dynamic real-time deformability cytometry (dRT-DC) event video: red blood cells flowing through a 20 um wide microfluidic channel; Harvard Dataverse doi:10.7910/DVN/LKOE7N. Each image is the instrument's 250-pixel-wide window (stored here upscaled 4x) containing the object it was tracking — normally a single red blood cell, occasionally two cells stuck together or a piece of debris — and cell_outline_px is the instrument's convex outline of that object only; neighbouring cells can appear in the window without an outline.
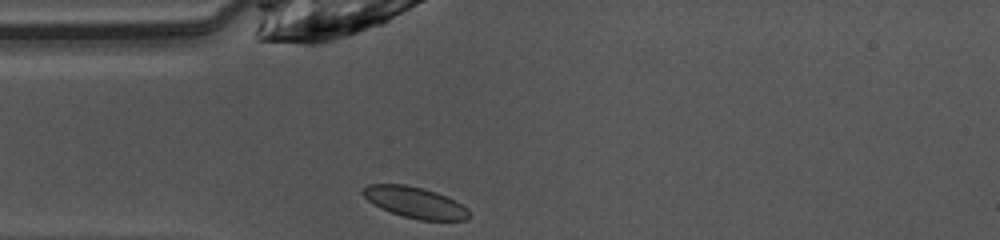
{"species": "common noctule bat (a hibernating species)", "species_latin": "Nyctalus noctula", "temperature_condition": "warm", "stored_images_in_passage": 37, "camera_frame_rate_fps": 3000, "um_per_image_px": 0.085, "animal": {"sex": "female", "body_mass_g": 10.0, "forearm_length_mm": 53.1}, "frame": {"image": 1, "passage_image": 1, "time_ms": 0.0, "image_size_px": [1000, 240], "cell_outline_px": [[468, 220], [420, 220], [404, 216], [380, 208], [368, 200], [360, 192], [368, 184], [404, 184], [424, 188], [436, 192], [468, 208]], "centroid_in_image_um": [35.24, 17.2], "position_along_channel_um": 49.8, "area_um2": 18.96}}
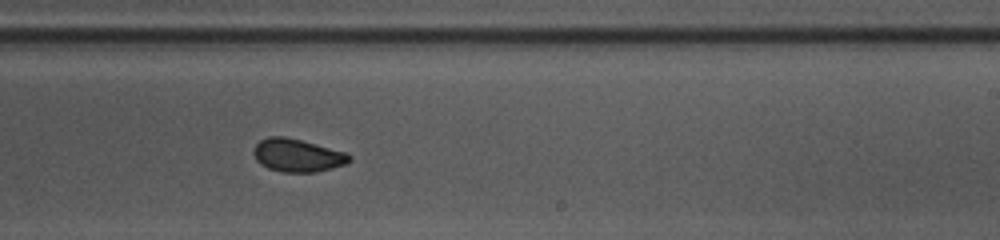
{"frame": {"image": 2, "passage_image": 17, "time_ms": 5.333, "image_size_px": [1000, 240], "cell_outline_px": [[352, 160], [348, 164], [316, 172], [284, 172], [268, 168], [260, 164], [256, 160], [252, 152], [256, 144], [260, 140], [268, 136], [284, 136], [300, 140], [344, 152], [352, 156]], "centroid_in_image_um": [25.27, 13.21], "position_along_channel_um": 263.7, "area_um2": 18.38}}
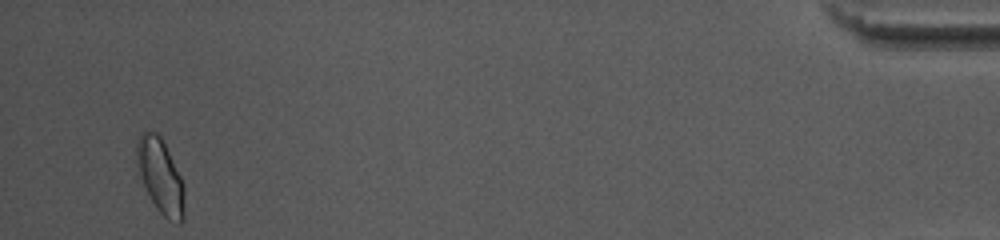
{"frame": {"image": 3, "passage_image": 35, "time_ms": 11.333, "image_size_px": [1000, 240], "cell_outline_px": [[184, 220], [180, 224], [176, 224], [168, 220], [156, 208], [144, 184], [140, 172], [136, 152], [136, 140], [140, 132], [156, 132], [160, 136], [184, 184]], "centroid_in_image_um": [13.66, 15.01], "position_along_channel_um": 421.5, "area_um2": 20.29}, "authors_computed_cell_mechanics": {"area_um2": 18.496, "velocity_mm_per_s": 4.0887, "shape_relaxation_time_tau1_ms": 3.9976, "shape_relaxation_time_tau2_ms": null, "deformation_change_tau1": 0.1057, "deformation_change_tau2": null}}